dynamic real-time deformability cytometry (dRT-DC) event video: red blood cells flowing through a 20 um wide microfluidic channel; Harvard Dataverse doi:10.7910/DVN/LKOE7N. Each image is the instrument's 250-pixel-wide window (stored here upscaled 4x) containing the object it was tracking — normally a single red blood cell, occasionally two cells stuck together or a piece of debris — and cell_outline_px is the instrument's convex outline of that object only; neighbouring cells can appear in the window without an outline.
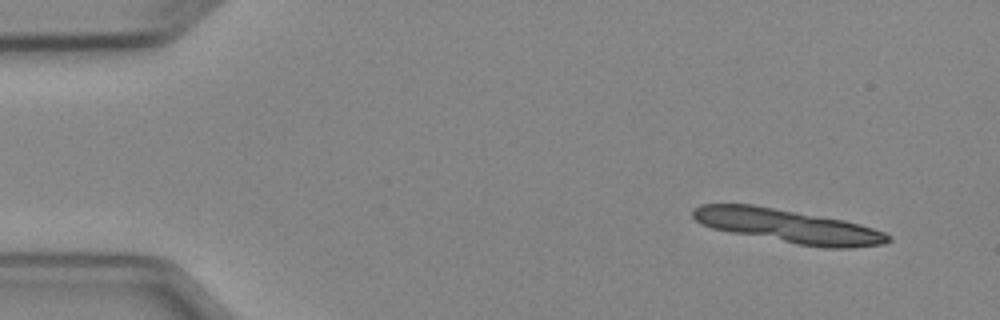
{"species": "Egyptian fruit bat (a non-hibernating species)", "species_latin": "Rousettus aegyptiacus", "temperature_condition": "cold", "stored_images_in_passage": 9, "camera_frame_rate_fps": 3000, "um_per_image_px": 0.085, "animal": {"sex": "female"}, "frame": {"image": 1, "passage_image": 1, "time_ms": 0.0, "image_size_px": [1000, 320], "cell_outline_px": [[892, 240], [884, 244], [852, 248], [824, 248], [796, 244], [732, 232], [712, 228], [696, 220], [692, 216], [692, 208], [700, 204], [752, 204], [844, 220], [860, 224], [884, 232], [892, 236]], "centroid_in_image_um": [67.02, 19.22], "position_along_channel_um": 18.0, "area_um2": 38.09}}